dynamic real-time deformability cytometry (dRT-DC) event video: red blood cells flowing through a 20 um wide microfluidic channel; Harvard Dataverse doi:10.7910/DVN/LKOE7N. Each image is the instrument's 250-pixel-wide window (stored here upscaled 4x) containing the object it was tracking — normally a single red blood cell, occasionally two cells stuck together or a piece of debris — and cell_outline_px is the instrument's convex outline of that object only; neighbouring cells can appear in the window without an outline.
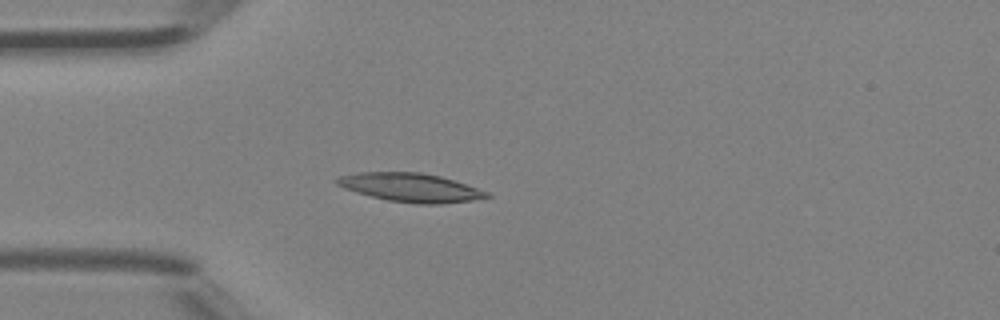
{"species": "Egyptian fruit bat (a non-hibernating species)", "species_latin": "Rousettus aegyptiacus", "temperature_condition": "room temperature", "stored_images_in_passage": 3, "camera_frame_rate_fps": 3000, "um_per_image_px": 0.085, "animal": {"sex": "female"}, "frame": {"image": 1, "passage_image": 3, "time_ms": 0.667, "image_size_px": [1000, 320], "cell_outline_px": [[492, 196], [472, 200], [440, 204], [416, 204], [388, 200], [356, 192], [344, 188], [336, 184], [332, 180], [336, 176], [360, 172], [420, 172], [440, 176], [488, 192]], "centroid_in_image_um": [34.83, 15.93], "position_along_channel_um": 50.2, "area_um2": 24.91}}